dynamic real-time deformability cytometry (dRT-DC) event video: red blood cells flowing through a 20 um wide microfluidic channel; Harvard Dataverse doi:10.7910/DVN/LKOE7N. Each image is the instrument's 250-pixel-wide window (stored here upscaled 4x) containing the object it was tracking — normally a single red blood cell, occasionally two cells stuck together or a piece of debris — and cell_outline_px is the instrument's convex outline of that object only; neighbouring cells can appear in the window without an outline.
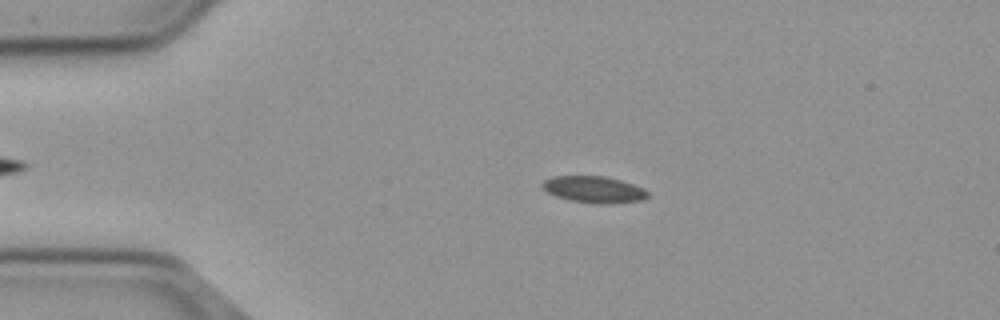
{"species": "common noctule bat (a hibernating species)", "species_latin": "Nyctalus noctula", "temperature_condition": "cold", "stored_images_in_passage": 48, "camera_frame_rate_fps": 3000, "um_per_image_px": 0.085, "animal": {"sex": "male", "body_mass_g": 23.1, "forearm_length_mm": 52.7}, "frame": {"image": 1, "passage_image": 11, "time_ms": 3.333, "image_size_px": [1000, 320], "cell_outline_px": [[648, 196], [640, 200], [612, 204], [600, 204], [572, 200], [556, 196], [548, 192], [540, 184], [544, 180], [552, 176], [604, 176], [620, 180], [644, 188], [648, 192]], "centroid_in_image_um": [50.48, 16.1], "position_along_channel_um": 34.5, "area_um2": 16.18}}
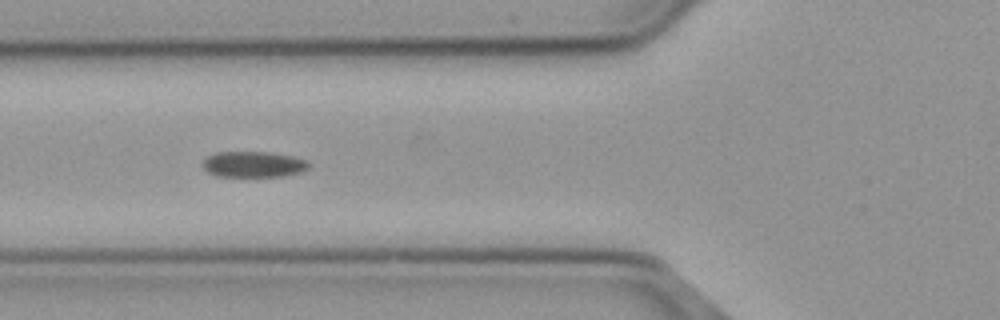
{"frame": {"image": 2, "passage_image": 20, "time_ms": 6.333, "image_size_px": [1000, 320], "cell_outline_px": [[312, 164], [308, 168], [300, 172], [284, 176], [216, 176], [208, 172], [204, 168], [204, 160], [208, 156], [216, 152], [268, 152], [292, 156], [308, 160]], "centroid_in_image_um": [21.59, 13.96], "position_along_channel_um": 104.2, "area_um2": 15.95}}
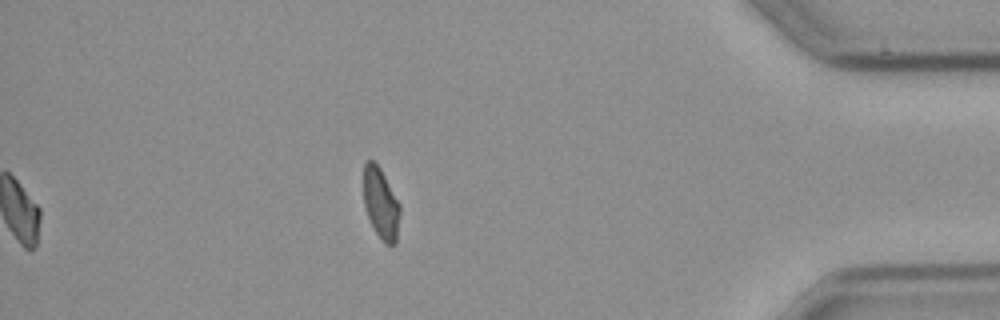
{"frame": {"image": 3, "passage_image": 48, "time_ms": 15.667, "image_size_px": [1000, 320], "cell_outline_px": [[400, 212], [396, 244], [384, 244], [376, 232], [368, 216], [364, 204], [364, 164], [368, 160], [372, 160], [380, 168], [400, 204]], "centroid_in_image_um": [32.38, 17.31], "position_along_channel_um": 402.8, "area_um2": 14.85}, "authors_computed_cell_mechanics": {"area_um2": 16.0684, "velocity_mm_per_s": 3.6804, "shape_relaxation_time_tau1_ms": 5.4097, "shape_relaxation_time_tau2_ms": 6.4014, "deformation_change_tau1": 0.1035, "deformation_change_tau2": 0.0817}}